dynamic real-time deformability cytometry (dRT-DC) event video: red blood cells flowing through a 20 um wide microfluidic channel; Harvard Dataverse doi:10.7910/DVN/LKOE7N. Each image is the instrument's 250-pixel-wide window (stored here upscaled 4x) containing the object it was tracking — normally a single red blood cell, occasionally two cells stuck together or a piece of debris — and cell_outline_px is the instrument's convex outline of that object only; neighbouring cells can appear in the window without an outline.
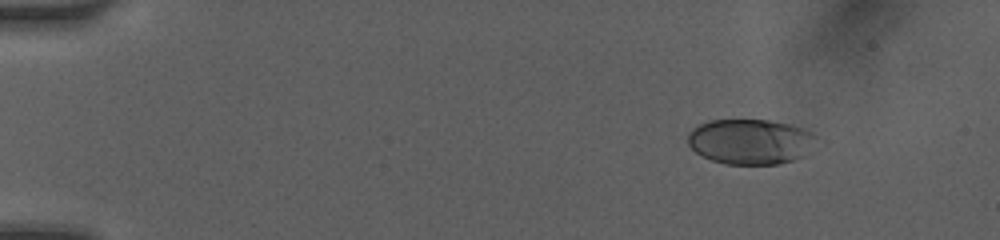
{"species": "human", "species_latin": "Homo sapiens", "temperature_condition": "room temperature", "stored_images_in_passage": 15, "camera_frame_rate_fps": 3000, "um_per_image_px": 0.085, "donor": {"sex": "female"}, "frame": {"image": 1, "passage_image": 3, "time_ms": 2.0, "image_size_px": [1000, 240], "cell_outline_px": [[816, 136], [804, 156], [780, 164], [724, 164], [712, 160], [696, 152], [688, 144], [688, 132], [692, 128], [708, 120], [768, 120], [788, 124], [804, 128], [812, 132]], "centroid_in_image_um": [63.75, 12.03], "position_along_channel_um": 21.3, "area_um2": 33.7}}
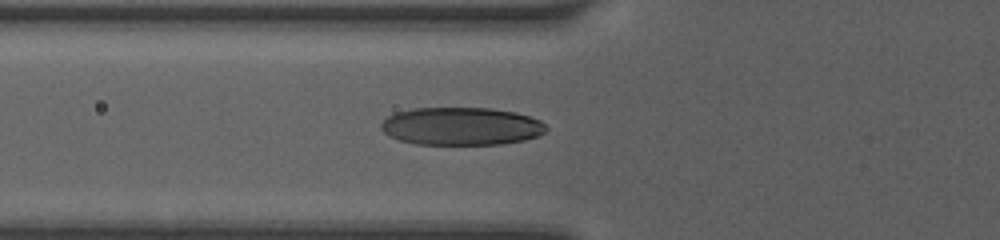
{"frame": {"image": 2, "passage_image": 9, "time_ms": 6.333, "image_size_px": [1000, 240], "cell_outline_px": [[548, 128], [540, 136], [524, 140], [500, 144], [416, 144], [400, 140], [388, 136], [380, 128], [380, 124], [388, 116], [396, 112], [412, 108], [492, 108], [516, 112], [540, 120]], "centroid_in_image_um": [39.2, 10.73], "position_along_channel_um": 86.6, "area_um2": 36.59}}
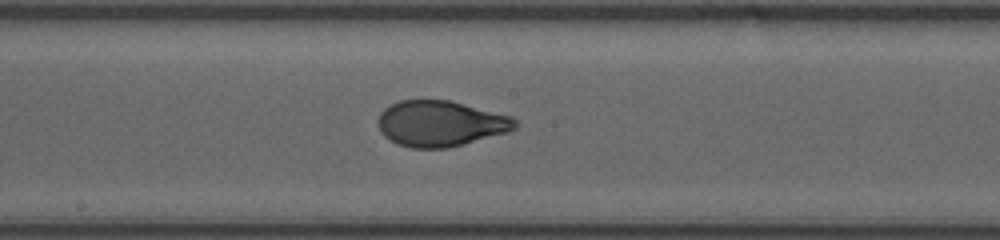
{"frame": {"image": 3, "passage_image": 15, "time_ms": 9.333, "image_size_px": [1000, 240], "cell_outline_px": [[516, 128], [508, 132], [448, 148], [412, 148], [400, 144], [384, 136], [380, 132], [376, 120], [380, 112], [384, 108], [400, 100], [448, 100], [512, 116], [516, 120]], "centroid_in_image_um": [37.42, 10.5], "position_along_channel_um": 210.8, "area_um2": 36.47}}